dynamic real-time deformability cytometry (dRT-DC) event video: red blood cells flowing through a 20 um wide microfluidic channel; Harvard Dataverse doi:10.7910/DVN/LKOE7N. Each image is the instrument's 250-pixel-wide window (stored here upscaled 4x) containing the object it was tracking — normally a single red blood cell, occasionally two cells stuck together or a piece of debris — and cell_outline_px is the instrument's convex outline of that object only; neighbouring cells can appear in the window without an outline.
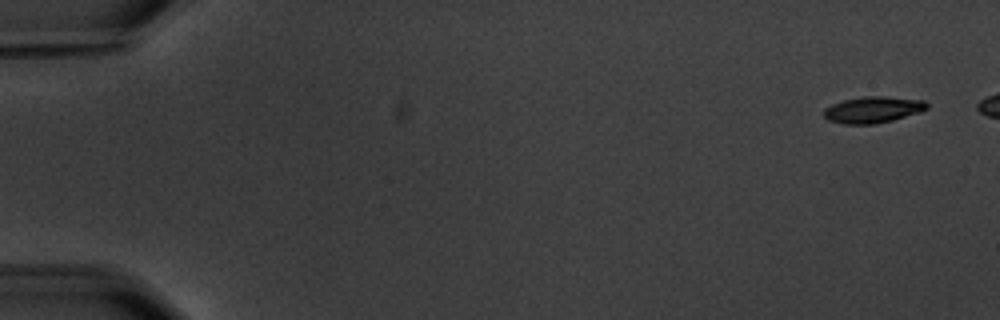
{"species": "common noctule bat (a hibernating species)", "species_latin": "Nyctalus noctula", "temperature_condition": "warm", "stored_images_in_passage": 7, "camera_frame_rate_fps": 3000, "um_per_image_px": 0.085, "animal": {"sex": "male", "body_mass_g": 20.1, "forearm_length_mm": 53.5}, "frame": {"image": 1, "passage_image": 1, "time_ms": 0.0, "image_size_px": [1000, 320], "cell_outline_px": [[928, 108], [920, 112], [892, 120], [876, 124], [840, 124], [828, 120], [824, 116], [824, 108], [832, 104], [844, 100], [864, 96], [884, 96], [924, 100], [928, 104]], "centroid_in_image_um": [74.19, 9.33], "position_along_channel_um": 10.8, "area_um2": 15.9}}